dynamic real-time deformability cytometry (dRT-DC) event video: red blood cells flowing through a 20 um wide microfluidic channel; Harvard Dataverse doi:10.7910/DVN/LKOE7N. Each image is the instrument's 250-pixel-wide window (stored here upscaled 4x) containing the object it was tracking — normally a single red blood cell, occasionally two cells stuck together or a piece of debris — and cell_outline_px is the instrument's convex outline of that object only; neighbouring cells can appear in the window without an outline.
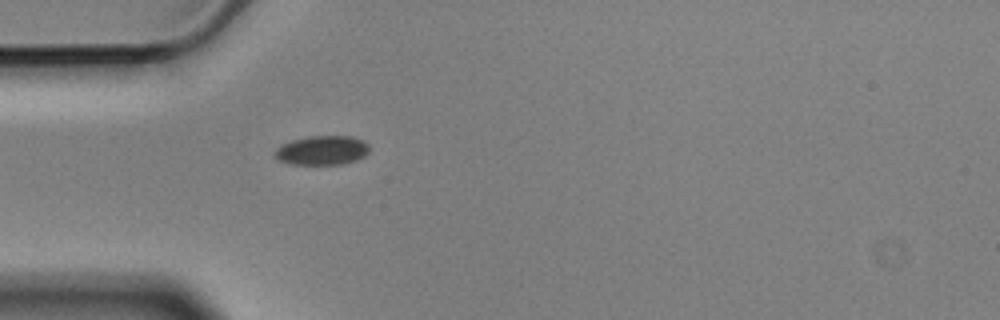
{"species": "Egyptian fruit bat (a non-hibernating species)", "species_latin": "Rousettus aegyptiacus", "temperature_condition": "cold", "stored_images_in_passage": 6, "camera_frame_rate_fps": 3000, "um_per_image_px": 0.085, "animal": {"sex": "male"}, "frame": {"image": 1, "passage_image": 6, "time_ms": 1.667, "image_size_px": [1000, 320], "cell_outline_px": [[368, 152], [364, 156], [356, 160], [344, 164], [288, 164], [280, 160], [272, 152], [280, 144], [292, 140], [308, 136], [352, 136], [364, 140], [368, 144]], "centroid_in_image_um": [27.36, 12.77], "position_along_channel_um": 57.6, "area_um2": 16.24}}